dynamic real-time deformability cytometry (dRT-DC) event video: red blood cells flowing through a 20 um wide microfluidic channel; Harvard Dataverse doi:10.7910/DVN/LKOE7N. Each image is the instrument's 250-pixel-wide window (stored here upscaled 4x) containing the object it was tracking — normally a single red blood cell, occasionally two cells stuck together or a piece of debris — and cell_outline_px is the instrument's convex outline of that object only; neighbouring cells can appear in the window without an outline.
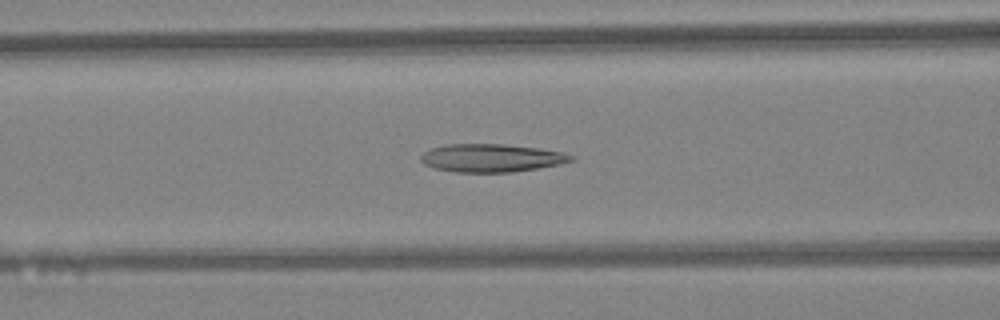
{"species": "Egyptian fruit bat (a non-hibernating species)", "species_latin": "Rousettus aegyptiacus", "temperature_condition": "warm", "stored_images_in_passage": 48, "camera_frame_rate_fps": 3000, "um_per_image_px": 0.085, "animal": {"sex": "female"}, "frame": {"image": 1, "passage_image": 20, "time_ms": 6.333, "image_size_px": [1000, 320], "cell_outline_px": [[576, 160], [560, 164], [512, 172], [456, 172], [432, 168], [424, 164], [420, 160], [420, 156], [424, 152], [432, 148], [444, 144], [504, 144], [540, 148], [560, 152], [576, 156]], "centroid_in_image_um": [41.76, 13.42], "position_along_channel_um": 124.8, "area_um2": 24.68}}
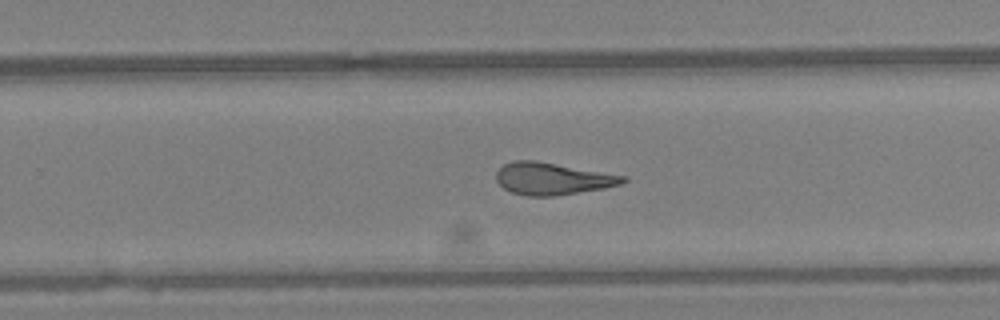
{"frame": {"image": 2, "passage_image": 31, "time_ms": 10.0, "image_size_px": [1000, 320], "cell_outline_px": [[628, 180], [620, 184], [604, 188], [552, 196], [528, 196], [512, 192], [504, 188], [496, 180], [496, 172], [504, 164], [512, 160], [536, 160], [628, 176]], "centroid_in_image_um": [46.96, 15.17], "position_along_channel_um": 282.8, "area_um2": 23.7}}
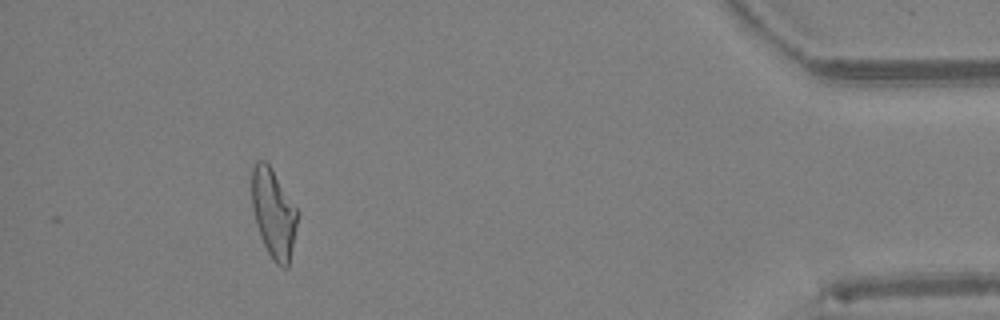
{"frame": {"image": 3, "passage_image": 44, "time_ms": 14.333, "image_size_px": [1000, 320], "cell_outline_px": [[300, 212], [288, 268], [284, 268], [276, 264], [268, 252], [260, 236], [256, 224], [252, 208], [252, 164], [256, 160], [264, 160], [272, 168]], "centroid_in_image_um": [23.27, 18.11], "position_along_channel_um": 411.9, "area_um2": 23.99}, "authors_computed_cell_mechanics": {"area_um2": 24.6228, "velocity_mm_per_s": 4.3418, "shape_relaxation_time_tau1_ms": null, "shape_relaxation_time_tau2_ms": 2.9541, "deformation_change_tau1": null, "deformation_change_tau2": 0.1479}}